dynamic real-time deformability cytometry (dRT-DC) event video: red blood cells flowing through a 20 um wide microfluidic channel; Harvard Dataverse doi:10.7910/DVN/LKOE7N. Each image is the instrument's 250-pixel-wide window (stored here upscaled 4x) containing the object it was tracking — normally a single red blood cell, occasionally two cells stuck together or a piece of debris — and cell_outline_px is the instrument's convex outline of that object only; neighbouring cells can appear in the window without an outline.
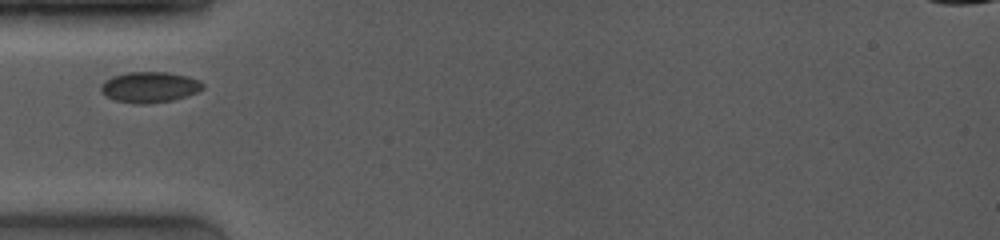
{"species": "common noctule bat (a hibernating species)", "species_latin": "Nyctalus noctula", "temperature_condition": "room temperature", "stored_images_in_passage": 28, "camera_frame_rate_fps": 4000, "um_per_image_px": 0.085, "animal": {"sex": "female", "body_mass_g": 19.0, "forearm_length_mm": 53.3}, "frame": {"image": 1, "passage_image": 1, "time_ms": 0.0, "image_size_px": [1000, 240], "cell_outline_px": [[204, 88], [196, 92], [172, 100], [148, 104], [136, 104], [116, 100], [100, 92], [100, 84], [104, 80], [112, 76], [128, 72], [168, 72], [188, 76], [200, 80], [204, 84]], "centroid_in_image_um": [12.7, 7.39], "position_along_channel_um": 72.3, "area_um2": 18.32}}
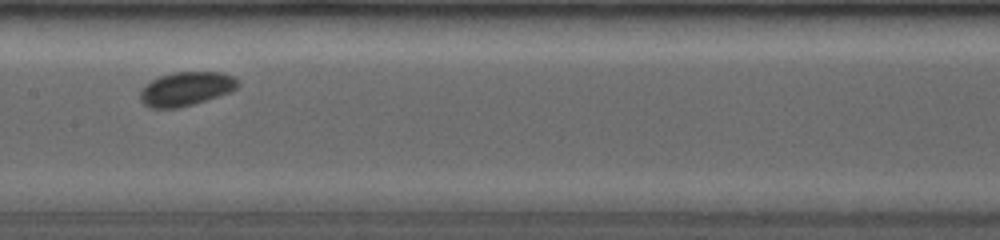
{"frame": {"image": 2, "passage_image": 10, "time_ms": 3.0, "image_size_px": [1000, 240], "cell_outline_px": [[240, 84], [232, 92], [192, 104], [176, 108], [148, 108], [140, 100], [140, 88], [152, 80], [160, 76], [172, 72], [220, 72], [236, 76], [240, 80]], "centroid_in_image_um": [15.84, 7.54], "position_along_channel_um": 191.6, "area_um2": 19.54}}
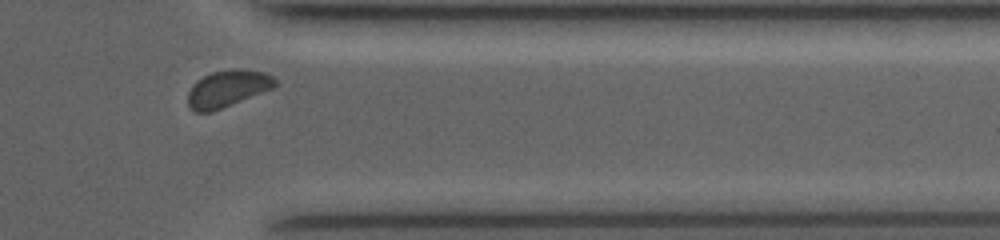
{"frame": {"image": 3, "passage_image": 24, "time_ms": 8.0, "image_size_px": [1000, 240], "cell_outline_px": [[276, 84], [272, 88], [212, 112], [196, 112], [188, 104], [188, 92], [192, 84], [196, 80], [212, 72], [232, 68], [236, 68], [264, 72], [272, 76], [276, 80]], "centroid_in_image_um": [19.31, 7.52], "position_along_channel_um": 392.1, "area_um2": 18.55}}